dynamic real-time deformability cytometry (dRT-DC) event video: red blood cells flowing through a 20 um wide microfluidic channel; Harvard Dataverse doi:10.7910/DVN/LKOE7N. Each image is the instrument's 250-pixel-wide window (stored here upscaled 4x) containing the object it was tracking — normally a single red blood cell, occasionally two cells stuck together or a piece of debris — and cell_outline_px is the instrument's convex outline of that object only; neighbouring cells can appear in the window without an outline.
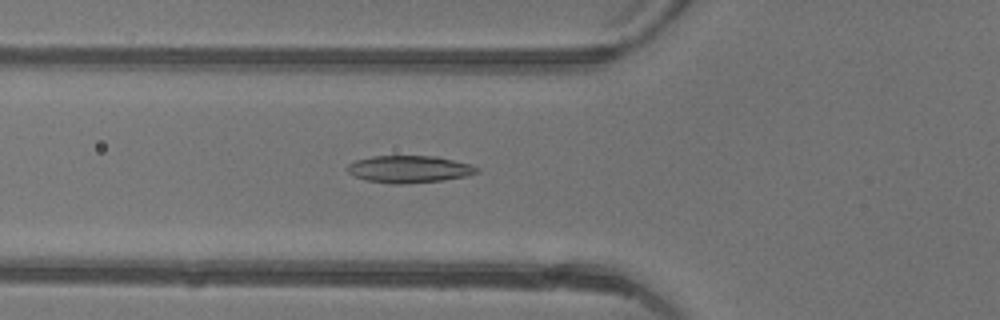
{"species": "common noctule bat (a hibernating species)", "species_latin": "Nyctalus noctula", "temperature_condition": "warm", "stored_images_in_passage": 34, "camera_frame_rate_fps": 3000, "um_per_image_px": 0.085, "animal": {"sex": "female"}, "frame": {"image": 1, "passage_image": 10, "time_ms": 3.0, "image_size_px": [1000, 320], "cell_outline_px": [[480, 172], [464, 176], [444, 180], [404, 184], [392, 184], [368, 180], [356, 176], [348, 172], [348, 164], [356, 160], [372, 156], [436, 156], [468, 164], [480, 168]], "centroid_in_image_um": [34.79, 14.38], "position_along_channel_um": 91.0, "area_um2": 20.29}}
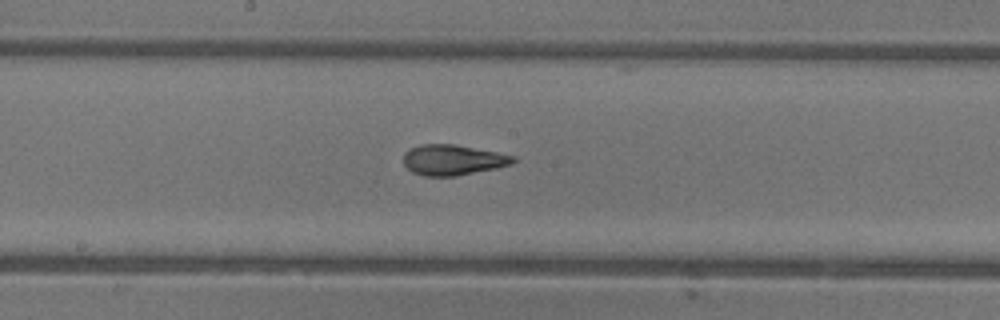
{"frame": {"image": 2, "passage_image": 18, "time_ms": 5.667, "image_size_px": [1000, 320], "cell_outline_px": [[516, 160], [512, 164], [496, 168], [456, 176], [424, 176], [412, 172], [404, 164], [404, 152], [420, 144], [456, 144], [516, 156]], "centroid_in_image_um": [38.5, 13.59], "position_along_channel_um": 209.7, "area_um2": 19.48}}
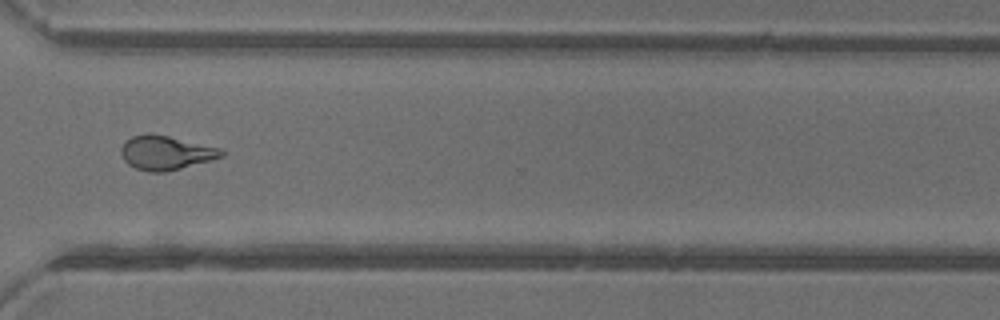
{"frame": {"image": 3, "passage_image": 28, "time_ms": 9.0, "image_size_px": [1000, 320], "cell_outline_px": [[224, 156], [212, 160], [164, 172], [148, 172], [136, 168], [128, 164], [124, 160], [120, 152], [120, 148], [124, 140], [132, 136], [148, 132], [168, 136], [224, 148]], "centroid_in_image_um": [14.09, 12.97], "position_along_channel_um": 356.5, "area_um2": 20.23}, "authors_computed_cell_mechanics": {"area_um2": 19.7387, "velocity_mm_per_s": 4.4117, "shape_relaxation_time_tau1_ms": 8.2985, "shape_relaxation_time_tau2_ms": 1.276, "deformation_change_tau1": 0.2588, "deformation_change_tau2": 0.0975}}